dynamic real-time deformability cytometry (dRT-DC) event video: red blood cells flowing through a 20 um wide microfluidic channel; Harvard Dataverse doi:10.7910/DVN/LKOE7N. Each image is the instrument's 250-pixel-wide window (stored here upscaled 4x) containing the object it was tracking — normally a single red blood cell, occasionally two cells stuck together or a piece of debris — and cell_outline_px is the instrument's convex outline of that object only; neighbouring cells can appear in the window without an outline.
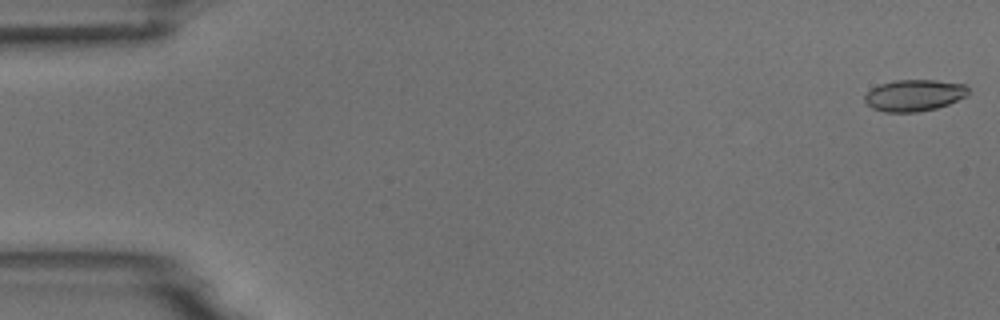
{"species": "common noctule bat (a hibernating species)", "species_latin": "Nyctalus noctula", "temperature_condition": "room temperature", "stored_images_in_passage": 5, "camera_frame_rate_fps": 3000, "um_per_image_px": 0.085, "animal": {"sex": "male", "body_mass_g": 18.8}, "frame": {"image": 1, "passage_image": 1, "time_ms": 0.0, "image_size_px": [1000, 320], "cell_outline_px": [[968, 92], [964, 96], [948, 104], [936, 108], [916, 112], [884, 112], [872, 108], [864, 100], [864, 96], [872, 88], [880, 84], [896, 80], [936, 80], [964, 84], [968, 88]], "centroid_in_image_um": [77.68, 8.1], "position_along_channel_um": 7.3, "area_um2": 18.84}}
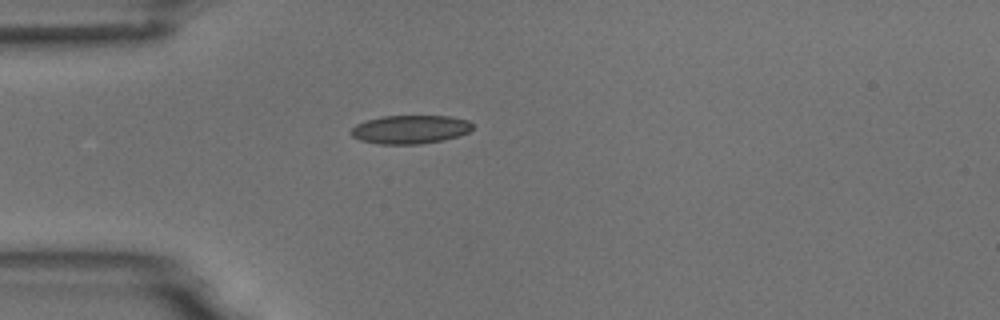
{"frame": {"image": 2, "passage_image": 5, "time_ms": 4.667, "image_size_px": [1000, 320], "cell_outline_px": [[472, 128], [468, 132], [444, 140], [420, 144], [380, 144], [360, 140], [352, 136], [352, 128], [356, 124], [380, 116], [448, 116], [468, 120], [472, 124]], "centroid_in_image_um": [34.86, 11.0], "position_along_channel_um": 50.1, "area_um2": 20.06}}